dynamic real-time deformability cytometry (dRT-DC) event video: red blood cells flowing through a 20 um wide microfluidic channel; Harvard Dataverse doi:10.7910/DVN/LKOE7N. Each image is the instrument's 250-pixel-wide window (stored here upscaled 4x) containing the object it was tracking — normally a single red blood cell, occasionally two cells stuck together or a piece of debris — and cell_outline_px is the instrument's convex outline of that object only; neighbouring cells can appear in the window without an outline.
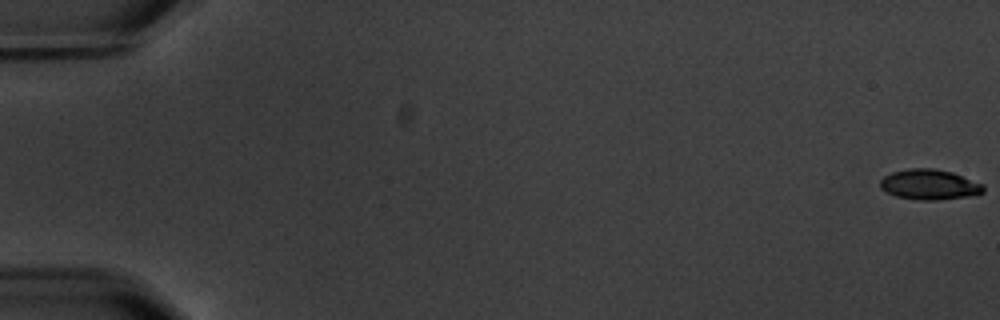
{"species": "common noctule bat (a hibernating species)", "species_latin": "Nyctalus noctula", "temperature_condition": "warm", "stored_images_in_passage": 6, "camera_frame_rate_fps": 3000, "um_per_image_px": 0.085, "animal": {"sex": "male", "body_mass_g": 20.1, "forearm_length_mm": 53.5}, "frame": {"image": 1, "passage_image": 1, "time_ms": 0.0, "image_size_px": [1000, 320], "cell_outline_px": [[984, 192], [976, 196], [936, 200], [920, 200], [896, 196], [880, 188], [880, 180], [884, 176], [892, 172], [912, 168], [932, 168], [952, 172], [984, 184]], "centroid_in_image_um": [79.04, 15.69], "position_along_channel_um": 6.0, "area_um2": 18.32}}
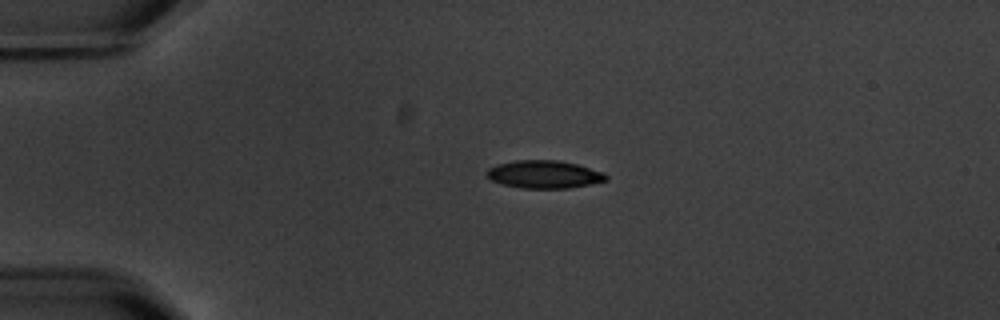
{"frame": {"image": 2, "passage_image": 5, "time_ms": 4.667, "image_size_px": [1000, 320], "cell_outline_px": [[608, 180], [568, 188], [520, 188], [504, 184], [492, 180], [484, 176], [484, 172], [488, 168], [496, 164], [516, 160], [556, 160], [576, 164], [604, 172], [608, 176]], "centroid_in_image_um": [46.21, 14.81], "position_along_channel_um": 38.8, "area_um2": 19.36}}